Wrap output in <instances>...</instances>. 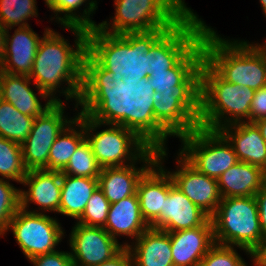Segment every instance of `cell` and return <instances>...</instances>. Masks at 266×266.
<instances>
[{"mask_svg": "<svg viewBox=\"0 0 266 266\" xmlns=\"http://www.w3.org/2000/svg\"><path fill=\"white\" fill-rule=\"evenodd\" d=\"M210 218L215 243L237 246L252 258L263 241L255 196L222 198Z\"/></svg>", "mask_w": 266, "mask_h": 266, "instance_id": "cell-8", "label": "cell"}, {"mask_svg": "<svg viewBox=\"0 0 266 266\" xmlns=\"http://www.w3.org/2000/svg\"><path fill=\"white\" fill-rule=\"evenodd\" d=\"M20 190L9 180L0 178V236L6 233L10 220L20 208Z\"/></svg>", "mask_w": 266, "mask_h": 266, "instance_id": "cell-35", "label": "cell"}, {"mask_svg": "<svg viewBox=\"0 0 266 266\" xmlns=\"http://www.w3.org/2000/svg\"><path fill=\"white\" fill-rule=\"evenodd\" d=\"M165 145H158L157 161L143 174L137 184V195L143 219L150 225L164 211V201L174 185L169 171H165Z\"/></svg>", "mask_w": 266, "mask_h": 266, "instance_id": "cell-16", "label": "cell"}, {"mask_svg": "<svg viewBox=\"0 0 266 266\" xmlns=\"http://www.w3.org/2000/svg\"><path fill=\"white\" fill-rule=\"evenodd\" d=\"M101 169L90 144L85 139L71 156L61 173L76 177L98 178Z\"/></svg>", "mask_w": 266, "mask_h": 266, "instance_id": "cell-33", "label": "cell"}, {"mask_svg": "<svg viewBox=\"0 0 266 266\" xmlns=\"http://www.w3.org/2000/svg\"><path fill=\"white\" fill-rule=\"evenodd\" d=\"M87 1L89 2V6L84 9L83 15H77V9ZM96 2L97 1L95 0H45L46 5L56 14V16L58 13H65L63 17H56L58 23L60 22L63 27H80L85 30L98 27L96 22L90 19V15L97 8Z\"/></svg>", "mask_w": 266, "mask_h": 266, "instance_id": "cell-29", "label": "cell"}, {"mask_svg": "<svg viewBox=\"0 0 266 266\" xmlns=\"http://www.w3.org/2000/svg\"><path fill=\"white\" fill-rule=\"evenodd\" d=\"M174 266H198L215 243L209 218L202 226L169 232Z\"/></svg>", "mask_w": 266, "mask_h": 266, "instance_id": "cell-19", "label": "cell"}, {"mask_svg": "<svg viewBox=\"0 0 266 266\" xmlns=\"http://www.w3.org/2000/svg\"><path fill=\"white\" fill-rule=\"evenodd\" d=\"M6 28L0 24V64L2 62L4 52H5V36H6Z\"/></svg>", "mask_w": 266, "mask_h": 266, "instance_id": "cell-42", "label": "cell"}, {"mask_svg": "<svg viewBox=\"0 0 266 266\" xmlns=\"http://www.w3.org/2000/svg\"><path fill=\"white\" fill-rule=\"evenodd\" d=\"M252 258L261 266H266V238L260 246L252 253Z\"/></svg>", "mask_w": 266, "mask_h": 266, "instance_id": "cell-41", "label": "cell"}, {"mask_svg": "<svg viewBox=\"0 0 266 266\" xmlns=\"http://www.w3.org/2000/svg\"><path fill=\"white\" fill-rule=\"evenodd\" d=\"M257 128L260 130L261 136L266 141V118L258 119L257 121L253 122Z\"/></svg>", "mask_w": 266, "mask_h": 266, "instance_id": "cell-43", "label": "cell"}, {"mask_svg": "<svg viewBox=\"0 0 266 266\" xmlns=\"http://www.w3.org/2000/svg\"><path fill=\"white\" fill-rule=\"evenodd\" d=\"M260 3H261V6L263 8V12L265 14V17H266V0H259Z\"/></svg>", "mask_w": 266, "mask_h": 266, "instance_id": "cell-44", "label": "cell"}, {"mask_svg": "<svg viewBox=\"0 0 266 266\" xmlns=\"http://www.w3.org/2000/svg\"><path fill=\"white\" fill-rule=\"evenodd\" d=\"M97 188L98 178L62 174L59 213L78 220Z\"/></svg>", "mask_w": 266, "mask_h": 266, "instance_id": "cell-27", "label": "cell"}, {"mask_svg": "<svg viewBox=\"0 0 266 266\" xmlns=\"http://www.w3.org/2000/svg\"><path fill=\"white\" fill-rule=\"evenodd\" d=\"M258 204L260 227L263 239L266 238V184L255 194Z\"/></svg>", "mask_w": 266, "mask_h": 266, "instance_id": "cell-39", "label": "cell"}, {"mask_svg": "<svg viewBox=\"0 0 266 266\" xmlns=\"http://www.w3.org/2000/svg\"><path fill=\"white\" fill-rule=\"evenodd\" d=\"M198 266H247L234 246L214 243Z\"/></svg>", "mask_w": 266, "mask_h": 266, "instance_id": "cell-36", "label": "cell"}, {"mask_svg": "<svg viewBox=\"0 0 266 266\" xmlns=\"http://www.w3.org/2000/svg\"><path fill=\"white\" fill-rule=\"evenodd\" d=\"M35 266H73L70 252L54 251L29 259Z\"/></svg>", "mask_w": 266, "mask_h": 266, "instance_id": "cell-37", "label": "cell"}, {"mask_svg": "<svg viewBox=\"0 0 266 266\" xmlns=\"http://www.w3.org/2000/svg\"><path fill=\"white\" fill-rule=\"evenodd\" d=\"M254 93L255 90L247 86L242 87L225 81L203 60L199 127L218 131L233 123H250V107Z\"/></svg>", "mask_w": 266, "mask_h": 266, "instance_id": "cell-6", "label": "cell"}, {"mask_svg": "<svg viewBox=\"0 0 266 266\" xmlns=\"http://www.w3.org/2000/svg\"><path fill=\"white\" fill-rule=\"evenodd\" d=\"M158 145H153L144 155V165L135 167V163L121 167L102 168L98 176V187L106 199L116 203L137 192V184L143 174L157 161Z\"/></svg>", "mask_w": 266, "mask_h": 266, "instance_id": "cell-17", "label": "cell"}, {"mask_svg": "<svg viewBox=\"0 0 266 266\" xmlns=\"http://www.w3.org/2000/svg\"><path fill=\"white\" fill-rule=\"evenodd\" d=\"M264 178H265V182H266V167L264 168Z\"/></svg>", "mask_w": 266, "mask_h": 266, "instance_id": "cell-45", "label": "cell"}, {"mask_svg": "<svg viewBox=\"0 0 266 266\" xmlns=\"http://www.w3.org/2000/svg\"><path fill=\"white\" fill-rule=\"evenodd\" d=\"M178 158L180 168L173 173L169 172L174 185L211 217L222 199L217 179L199 172L180 153Z\"/></svg>", "mask_w": 266, "mask_h": 266, "instance_id": "cell-15", "label": "cell"}, {"mask_svg": "<svg viewBox=\"0 0 266 266\" xmlns=\"http://www.w3.org/2000/svg\"><path fill=\"white\" fill-rule=\"evenodd\" d=\"M102 125L110 127L94 134ZM84 131L101 168L141 162L154 145L129 111H91L84 107Z\"/></svg>", "mask_w": 266, "mask_h": 266, "instance_id": "cell-3", "label": "cell"}, {"mask_svg": "<svg viewBox=\"0 0 266 266\" xmlns=\"http://www.w3.org/2000/svg\"><path fill=\"white\" fill-rule=\"evenodd\" d=\"M42 38L30 26L18 27L12 38L9 28L5 36V52L0 64V72L29 76L37 48Z\"/></svg>", "mask_w": 266, "mask_h": 266, "instance_id": "cell-20", "label": "cell"}, {"mask_svg": "<svg viewBox=\"0 0 266 266\" xmlns=\"http://www.w3.org/2000/svg\"><path fill=\"white\" fill-rule=\"evenodd\" d=\"M149 227L142 217L136 192L116 203L110 204L107 221L103 228L114 239H117L120 235H125L136 240Z\"/></svg>", "mask_w": 266, "mask_h": 266, "instance_id": "cell-24", "label": "cell"}, {"mask_svg": "<svg viewBox=\"0 0 266 266\" xmlns=\"http://www.w3.org/2000/svg\"><path fill=\"white\" fill-rule=\"evenodd\" d=\"M132 246L124 244L134 266H174L169 232L149 227Z\"/></svg>", "mask_w": 266, "mask_h": 266, "instance_id": "cell-23", "label": "cell"}, {"mask_svg": "<svg viewBox=\"0 0 266 266\" xmlns=\"http://www.w3.org/2000/svg\"><path fill=\"white\" fill-rule=\"evenodd\" d=\"M35 118L20 113L11 103L0 102V136L22 144L28 137Z\"/></svg>", "mask_w": 266, "mask_h": 266, "instance_id": "cell-30", "label": "cell"}, {"mask_svg": "<svg viewBox=\"0 0 266 266\" xmlns=\"http://www.w3.org/2000/svg\"><path fill=\"white\" fill-rule=\"evenodd\" d=\"M9 229L28 259L57 251L55 248L64 236V230L55 218L21 207L10 220L6 232Z\"/></svg>", "mask_w": 266, "mask_h": 266, "instance_id": "cell-10", "label": "cell"}, {"mask_svg": "<svg viewBox=\"0 0 266 266\" xmlns=\"http://www.w3.org/2000/svg\"><path fill=\"white\" fill-rule=\"evenodd\" d=\"M201 40L171 69L153 71L147 78L144 92L201 93Z\"/></svg>", "mask_w": 266, "mask_h": 266, "instance_id": "cell-13", "label": "cell"}, {"mask_svg": "<svg viewBox=\"0 0 266 266\" xmlns=\"http://www.w3.org/2000/svg\"><path fill=\"white\" fill-rule=\"evenodd\" d=\"M254 264H255V266H261V265L258 264L255 260H254Z\"/></svg>", "mask_w": 266, "mask_h": 266, "instance_id": "cell-46", "label": "cell"}, {"mask_svg": "<svg viewBox=\"0 0 266 266\" xmlns=\"http://www.w3.org/2000/svg\"><path fill=\"white\" fill-rule=\"evenodd\" d=\"M210 217L173 185L164 201V211L149 225L166 232L202 226Z\"/></svg>", "mask_w": 266, "mask_h": 266, "instance_id": "cell-18", "label": "cell"}, {"mask_svg": "<svg viewBox=\"0 0 266 266\" xmlns=\"http://www.w3.org/2000/svg\"><path fill=\"white\" fill-rule=\"evenodd\" d=\"M31 79L26 75L0 72V92L2 100L11 103L20 113L38 117L54 102L48 99L43 107L37 95L30 88Z\"/></svg>", "mask_w": 266, "mask_h": 266, "instance_id": "cell-26", "label": "cell"}, {"mask_svg": "<svg viewBox=\"0 0 266 266\" xmlns=\"http://www.w3.org/2000/svg\"><path fill=\"white\" fill-rule=\"evenodd\" d=\"M98 266H134L132 255L127 247H124L112 259L103 262Z\"/></svg>", "mask_w": 266, "mask_h": 266, "instance_id": "cell-40", "label": "cell"}, {"mask_svg": "<svg viewBox=\"0 0 266 266\" xmlns=\"http://www.w3.org/2000/svg\"><path fill=\"white\" fill-rule=\"evenodd\" d=\"M231 144L238 160L266 167V141L254 123L238 122L218 130Z\"/></svg>", "mask_w": 266, "mask_h": 266, "instance_id": "cell-22", "label": "cell"}, {"mask_svg": "<svg viewBox=\"0 0 266 266\" xmlns=\"http://www.w3.org/2000/svg\"><path fill=\"white\" fill-rule=\"evenodd\" d=\"M37 12L36 0H0V24L6 29L29 26L25 20Z\"/></svg>", "mask_w": 266, "mask_h": 266, "instance_id": "cell-32", "label": "cell"}, {"mask_svg": "<svg viewBox=\"0 0 266 266\" xmlns=\"http://www.w3.org/2000/svg\"><path fill=\"white\" fill-rule=\"evenodd\" d=\"M61 175L59 171L30 170L21 184L27 185V191L20 190V207L27 211L28 203L39 205L43 211L59 213L61 200Z\"/></svg>", "mask_w": 266, "mask_h": 266, "instance_id": "cell-21", "label": "cell"}, {"mask_svg": "<svg viewBox=\"0 0 266 266\" xmlns=\"http://www.w3.org/2000/svg\"><path fill=\"white\" fill-rule=\"evenodd\" d=\"M110 204L104 196L103 191L98 187L88 200L84 212L77 220V223L86 226L104 227Z\"/></svg>", "mask_w": 266, "mask_h": 266, "instance_id": "cell-34", "label": "cell"}, {"mask_svg": "<svg viewBox=\"0 0 266 266\" xmlns=\"http://www.w3.org/2000/svg\"><path fill=\"white\" fill-rule=\"evenodd\" d=\"M179 138L183 144L179 153L209 177L217 179L239 162L233 147L219 131L197 127Z\"/></svg>", "mask_w": 266, "mask_h": 266, "instance_id": "cell-9", "label": "cell"}, {"mask_svg": "<svg viewBox=\"0 0 266 266\" xmlns=\"http://www.w3.org/2000/svg\"><path fill=\"white\" fill-rule=\"evenodd\" d=\"M266 118V86L255 91L250 107V123Z\"/></svg>", "mask_w": 266, "mask_h": 266, "instance_id": "cell-38", "label": "cell"}, {"mask_svg": "<svg viewBox=\"0 0 266 266\" xmlns=\"http://www.w3.org/2000/svg\"><path fill=\"white\" fill-rule=\"evenodd\" d=\"M200 40L203 60L222 79L255 91L266 86V48L262 44L239 40L230 42L208 26Z\"/></svg>", "mask_w": 266, "mask_h": 266, "instance_id": "cell-5", "label": "cell"}, {"mask_svg": "<svg viewBox=\"0 0 266 266\" xmlns=\"http://www.w3.org/2000/svg\"><path fill=\"white\" fill-rule=\"evenodd\" d=\"M64 108L62 101H55L41 115L35 117L28 137L21 144L23 162L27 171L48 170L50 148L73 120L65 118Z\"/></svg>", "mask_w": 266, "mask_h": 266, "instance_id": "cell-12", "label": "cell"}, {"mask_svg": "<svg viewBox=\"0 0 266 266\" xmlns=\"http://www.w3.org/2000/svg\"><path fill=\"white\" fill-rule=\"evenodd\" d=\"M217 183L222 198L255 196L266 184L262 168L242 161L220 175Z\"/></svg>", "mask_w": 266, "mask_h": 266, "instance_id": "cell-25", "label": "cell"}, {"mask_svg": "<svg viewBox=\"0 0 266 266\" xmlns=\"http://www.w3.org/2000/svg\"><path fill=\"white\" fill-rule=\"evenodd\" d=\"M64 28L71 29L76 35V45H73L76 49L58 32L46 28L39 42L29 78H34V86L41 98H49L54 102L61 101L60 98H55L56 89L65 82L68 86L60 93L65 95L66 100L74 98L75 108H82L86 99L87 30L80 27Z\"/></svg>", "mask_w": 266, "mask_h": 266, "instance_id": "cell-2", "label": "cell"}, {"mask_svg": "<svg viewBox=\"0 0 266 266\" xmlns=\"http://www.w3.org/2000/svg\"><path fill=\"white\" fill-rule=\"evenodd\" d=\"M112 26L103 21L98 28L108 34L149 32L171 29L191 9L184 0H115ZM110 27V28H109Z\"/></svg>", "mask_w": 266, "mask_h": 266, "instance_id": "cell-7", "label": "cell"}, {"mask_svg": "<svg viewBox=\"0 0 266 266\" xmlns=\"http://www.w3.org/2000/svg\"><path fill=\"white\" fill-rule=\"evenodd\" d=\"M76 126L79 131L75 130ZM80 127V128H79ZM85 140L84 107L59 134L49 151L48 170L62 172L79 145Z\"/></svg>", "mask_w": 266, "mask_h": 266, "instance_id": "cell-28", "label": "cell"}, {"mask_svg": "<svg viewBox=\"0 0 266 266\" xmlns=\"http://www.w3.org/2000/svg\"><path fill=\"white\" fill-rule=\"evenodd\" d=\"M206 26L191 10L167 30L149 50L151 72L173 68L200 41Z\"/></svg>", "mask_w": 266, "mask_h": 266, "instance_id": "cell-11", "label": "cell"}, {"mask_svg": "<svg viewBox=\"0 0 266 266\" xmlns=\"http://www.w3.org/2000/svg\"><path fill=\"white\" fill-rule=\"evenodd\" d=\"M169 29L108 34L87 30L86 99L91 111H130L151 74L149 50Z\"/></svg>", "mask_w": 266, "mask_h": 266, "instance_id": "cell-1", "label": "cell"}, {"mask_svg": "<svg viewBox=\"0 0 266 266\" xmlns=\"http://www.w3.org/2000/svg\"><path fill=\"white\" fill-rule=\"evenodd\" d=\"M201 93L144 92L130 109L141 131L155 144L180 137L199 127Z\"/></svg>", "mask_w": 266, "mask_h": 266, "instance_id": "cell-4", "label": "cell"}, {"mask_svg": "<svg viewBox=\"0 0 266 266\" xmlns=\"http://www.w3.org/2000/svg\"><path fill=\"white\" fill-rule=\"evenodd\" d=\"M27 172L21 144L0 136V175L2 178L22 183Z\"/></svg>", "mask_w": 266, "mask_h": 266, "instance_id": "cell-31", "label": "cell"}, {"mask_svg": "<svg viewBox=\"0 0 266 266\" xmlns=\"http://www.w3.org/2000/svg\"><path fill=\"white\" fill-rule=\"evenodd\" d=\"M69 242L73 266H98L124 248L103 227L79 223L73 227Z\"/></svg>", "mask_w": 266, "mask_h": 266, "instance_id": "cell-14", "label": "cell"}]
</instances>
